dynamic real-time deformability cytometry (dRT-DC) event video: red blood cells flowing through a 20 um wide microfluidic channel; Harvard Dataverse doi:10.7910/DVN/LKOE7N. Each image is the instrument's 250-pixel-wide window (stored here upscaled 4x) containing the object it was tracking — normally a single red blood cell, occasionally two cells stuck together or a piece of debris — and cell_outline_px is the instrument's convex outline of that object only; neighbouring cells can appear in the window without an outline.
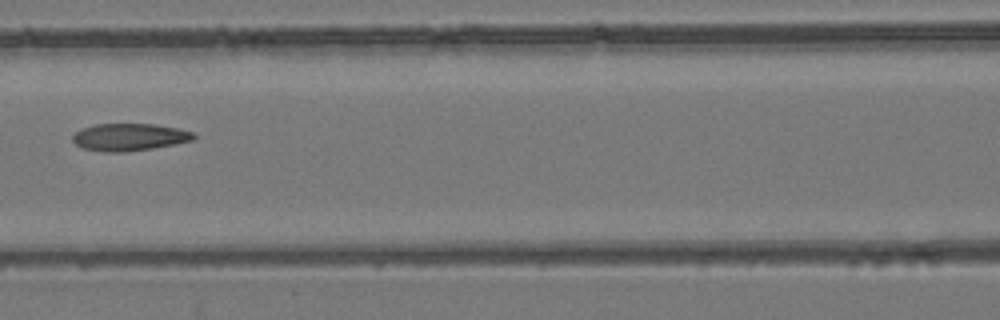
{"species": "common noctule bat (a hibernating species)", "species_latin": "Nyctalus noctula", "temperature_condition": "room temperature", "stored_images_in_passage": 7, "camera_frame_rate_fps": 3000, "um_per_image_px": 0.085, "animal": {"sex": "female", "body_mass_g": 24.6, "forearm_length_mm": 56.2}, "frame": {"image": 1, "passage_image": 6, "time_ms": 7.333, "image_size_px": [1000, 320], "cell_outline_px": [[196, 136], [192, 140], [152, 148], [124, 152], [104, 152], [84, 148], [76, 144], [72, 140], [72, 136], [76, 132], [84, 128], [96, 124], [152, 124], [176, 128], [192, 132]], "centroid_in_image_um": [10.96, 11.65], "position_along_channel_um": 155.6, "area_um2": 18.9}}
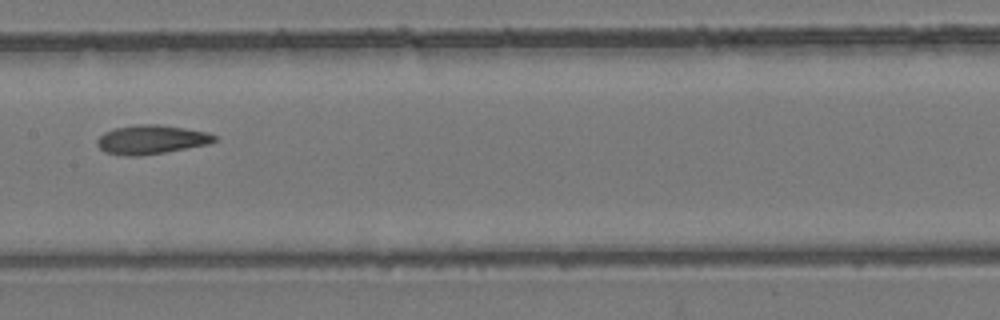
{"frame": {"image": 2, "passage_image": 7, "time_ms": 8.333, "image_size_px": [1000, 320], "cell_outline_px": [[216, 140], [208, 144], [164, 152], [140, 156], [124, 156], [104, 152], [96, 144], [96, 140], [104, 132], [116, 128], [136, 124], [160, 124], [208, 132], [216, 136]], "centroid_in_image_um": [12.83, 11.86], "position_along_channel_um": 194.6, "area_um2": 19.83}}